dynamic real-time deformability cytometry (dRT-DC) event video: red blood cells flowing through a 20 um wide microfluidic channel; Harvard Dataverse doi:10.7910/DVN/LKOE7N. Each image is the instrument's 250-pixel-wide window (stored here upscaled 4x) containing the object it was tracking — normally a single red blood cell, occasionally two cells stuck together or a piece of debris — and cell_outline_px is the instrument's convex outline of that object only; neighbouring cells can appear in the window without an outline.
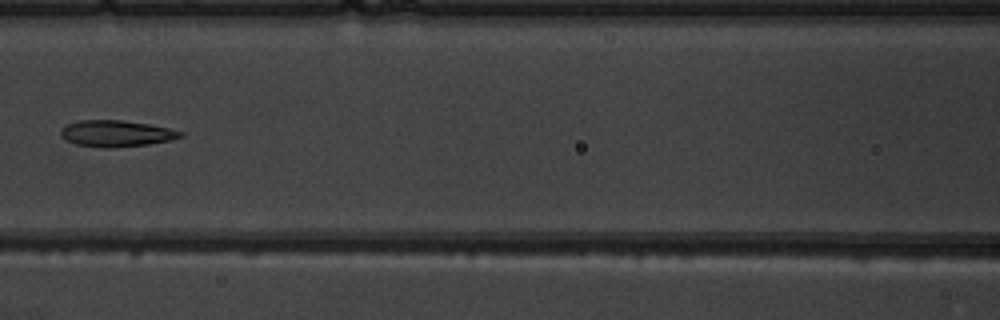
{"species": "common noctule bat (a hibernating species)", "species_latin": "Nyctalus noctula", "temperature_condition": "warm", "stored_images_in_passage": 8, "camera_frame_rate_fps": 3000, "um_per_image_px": 0.085, "animal": {"sex": "male", "body_mass_g": 19.5, "forearm_length_mm": 54.6}, "frame": {"image": 1, "passage_image": 8, "time_ms": 8.0, "image_size_px": [1000, 320], "cell_outline_px": [[184, 136], [172, 140], [148, 144], [112, 148], [108, 148], [76, 144], [64, 140], [60, 136], [60, 132], [68, 124], [80, 120], [120, 120], [148, 124], [168, 128], [184, 132]], "centroid_in_image_um": [9.9, 11.35], "position_along_channel_um": 156.7, "area_um2": 18.32}}